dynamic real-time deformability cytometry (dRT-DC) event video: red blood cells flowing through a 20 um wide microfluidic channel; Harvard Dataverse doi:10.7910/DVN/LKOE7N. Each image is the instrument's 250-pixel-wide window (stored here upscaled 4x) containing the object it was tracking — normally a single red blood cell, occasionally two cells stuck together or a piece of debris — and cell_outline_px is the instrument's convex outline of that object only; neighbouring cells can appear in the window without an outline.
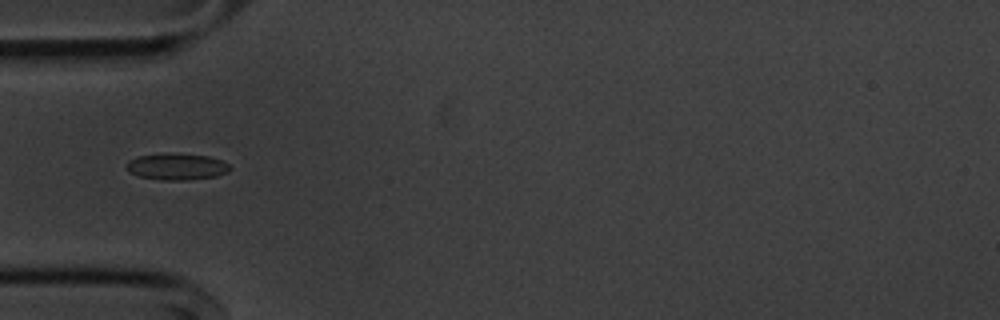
{"species": "common noctule bat (a hibernating species)", "species_latin": "Nyctalus noctula", "temperature_condition": "cold", "stored_images_in_passage": 39, "camera_frame_rate_fps": 3000, "um_per_image_px": 0.085, "animal": {"sex": "male", "body_mass_g": 20.1, "forearm_length_mm": 53.5}, "frame": {"image": 1, "passage_image": 1, "time_ms": 0.0, "image_size_px": [1000, 320], "cell_outline_px": [[232, 168], [228, 172], [216, 176], [188, 180], [160, 180], [136, 176], [128, 172], [124, 164], [128, 160], [136, 156], [168, 152], [208, 156], [220, 160], [228, 164]], "centroid_in_image_um": [14.95, 14.16], "position_along_channel_um": 70.0, "area_um2": 16.42}}
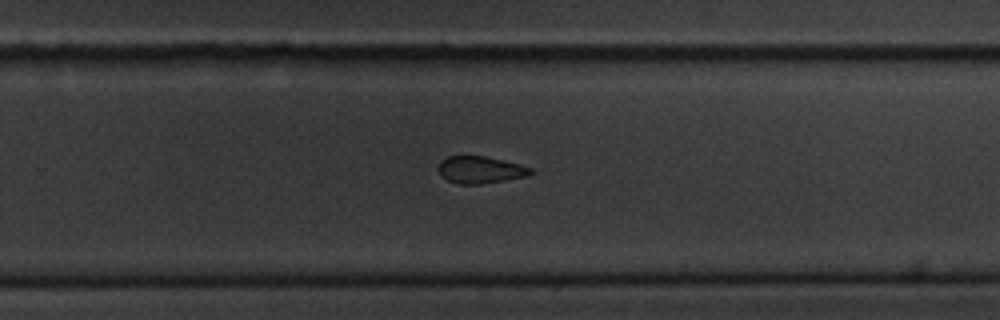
{"frame": {"image": 2, "passage_image": 19, "time_ms": 6.0, "image_size_px": [1000, 320], "cell_outline_px": [[532, 172], [528, 176], [480, 184], [460, 184], [448, 180], [440, 172], [440, 160], [448, 156], [484, 156], [520, 164], [532, 168]], "centroid_in_image_um": [40.86, 14.43], "position_along_channel_um": 288.9, "area_um2": 14.28}}
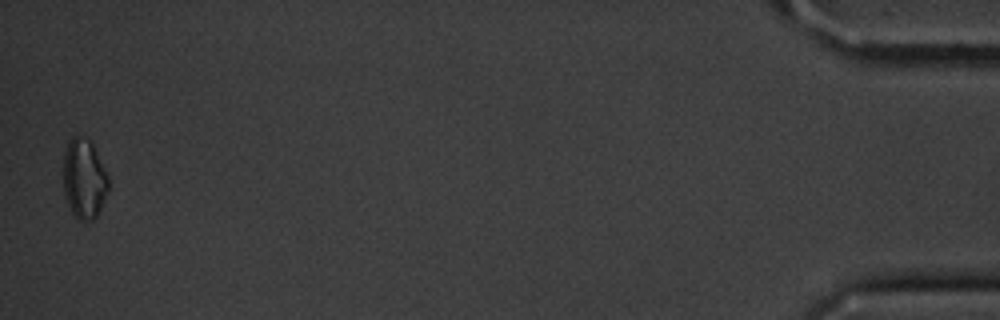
{"frame": {"image": 3, "passage_image": 38, "time_ms": 12.333, "image_size_px": [1000, 320], "cell_outline_px": [[108, 192], [96, 216], [92, 220], [80, 220], [72, 212], [68, 204], [64, 192], [64, 152], [72, 136], [84, 136], [92, 144], [108, 176]], "centroid_in_image_um": [7.15, 15.2], "position_along_channel_um": 428.1, "area_um2": 20.58}, "authors_computed_cell_mechanics": {"area_um2": 15.9528, "velocity_mm_per_s": 3.6379, "shape_relaxation_time_tau1_ms": 3.2279, "shape_relaxation_time_tau2_ms": 3.9539, "deformation_change_tau1": 0.0687, "deformation_change_tau2": 0.1075}}